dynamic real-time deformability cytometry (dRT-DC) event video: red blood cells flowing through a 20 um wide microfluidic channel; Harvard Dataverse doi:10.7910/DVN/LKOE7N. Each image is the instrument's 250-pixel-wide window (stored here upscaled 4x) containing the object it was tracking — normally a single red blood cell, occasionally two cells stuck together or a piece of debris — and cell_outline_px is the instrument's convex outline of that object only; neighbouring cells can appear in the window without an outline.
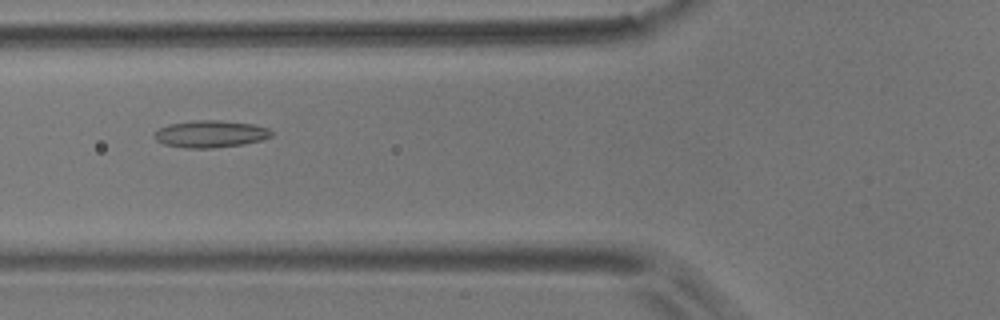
{"species": "common noctule bat (a hibernating species)", "species_latin": "Nyctalus noctula", "temperature_condition": "room temperature", "stored_images_in_passage": 5, "camera_frame_rate_fps": 3000, "um_per_image_px": 0.085, "animal": {"sex": "male", "body_mass_g": 17.9}, "frame": {"image": 1, "passage_image": 4, "time_ms": 1.0, "image_size_px": [1000, 320], "cell_outline_px": [[272, 136], [260, 140], [244, 144], [212, 148], [184, 148], [164, 144], [156, 140], [152, 136], [160, 128], [168, 124], [192, 120], [220, 120], [252, 124], [268, 128], [272, 132]], "centroid_in_image_um": [17.86, 11.38], "position_along_channel_um": 107.9, "area_um2": 18.5}}
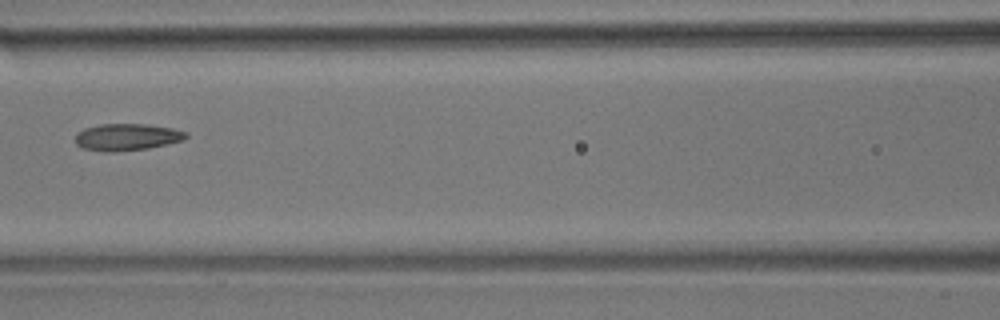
{"frame": {"image": 2, "passage_image": 5, "time_ms": 1.333, "image_size_px": [1000, 320], "cell_outline_px": [[188, 136], [184, 140], [148, 148], [112, 152], [104, 152], [84, 148], [76, 144], [76, 132], [84, 128], [100, 124], [144, 124], [172, 128], [188, 132]], "centroid_in_image_um": [10.78, 11.64], "position_along_channel_um": 155.8, "area_um2": 17.34}}